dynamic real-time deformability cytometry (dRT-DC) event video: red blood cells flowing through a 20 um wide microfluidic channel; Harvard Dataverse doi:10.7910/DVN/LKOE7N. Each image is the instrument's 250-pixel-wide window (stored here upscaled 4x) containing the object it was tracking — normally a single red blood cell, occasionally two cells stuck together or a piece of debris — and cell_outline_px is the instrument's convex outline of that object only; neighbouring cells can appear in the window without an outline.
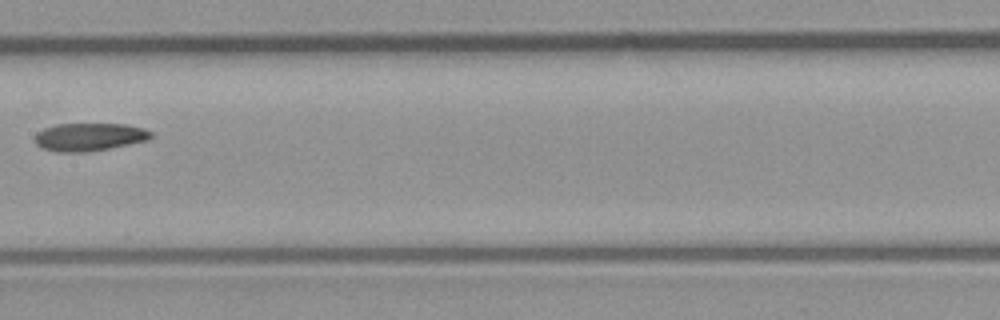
{"species": "common noctule bat (a hibernating species)", "species_latin": "Nyctalus noctula", "temperature_condition": "room temperature", "stored_images_in_passage": 9, "camera_frame_rate_fps": 3000, "um_per_image_px": 0.085, "animal": {"sex": "male", "body_mass_g": 23.1, "forearm_length_mm": 52.7}, "frame": {"image": 1, "passage_image": 8, "time_ms": 8.667, "image_size_px": [1000, 320], "cell_outline_px": [[152, 136], [148, 140], [108, 148], [84, 152], [56, 152], [44, 148], [36, 144], [36, 132], [44, 128], [56, 124], [124, 124], [144, 128], [152, 132]], "centroid_in_image_um": [7.59, 11.63], "position_along_channel_um": 199.8, "area_um2": 18.73}}